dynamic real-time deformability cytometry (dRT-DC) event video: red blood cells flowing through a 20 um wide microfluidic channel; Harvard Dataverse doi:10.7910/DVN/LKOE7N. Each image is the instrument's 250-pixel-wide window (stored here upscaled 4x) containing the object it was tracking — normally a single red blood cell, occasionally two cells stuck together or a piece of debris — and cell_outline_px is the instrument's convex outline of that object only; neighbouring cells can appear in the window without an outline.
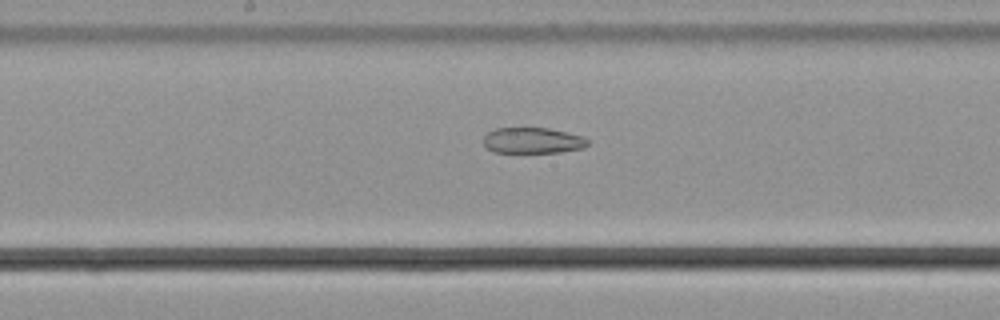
{"species": "common noctule bat (a hibernating species)", "species_latin": "Nyctalus noctula", "temperature_condition": "cold", "stored_images_in_passage": 40, "camera_frame_rate_fps": 3000, "um_per_image_px": 0.085, "animal": {"sex": "male", "body_mass_g": 21.5, "forearm_length_mm": 52.0}, "frame": {"image": 1, "passage_image": 14, "time_ms": 4.333, "image_size_px": [1000, 320], "cell_outline_px": [[588, 144], [584, 148], [560, 152], [492, 152], [484, 144], [484, 136], [488, 132], [496, 128], [548, 128], [584, 136], [588, 140]], "centroid_in_image_um": [45.29, 11.94], "position_along_channel_um": 202.9, "area_um2": 15.66}}
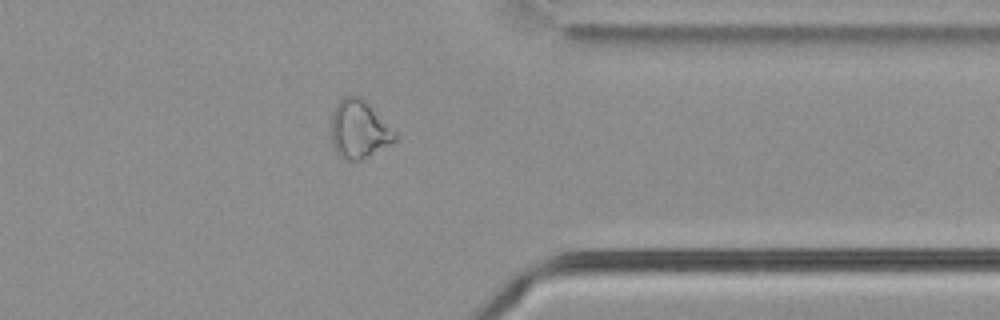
{"frame": {"image": 2, "passage_image": 29, "time_ms": 9.333, "image_size_px": [1000, 320], "cell_outline_px": [[396, 140], [360, 160], [344, 160], [336, 152], [332, 144], [332, 112], [336, 104], [344, 96], [360, 96], [396, 132]], "centroid_in_image_um": [30.49, 10.99], "position_along_channel_um": 380.9, "area_um2": 21.15}}
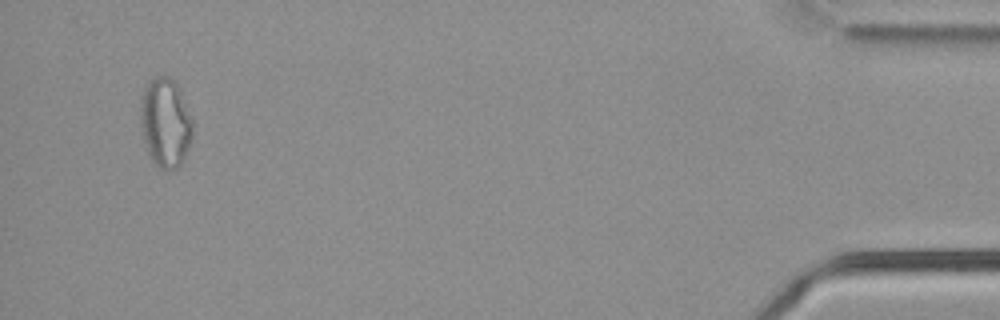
{"frame": {"image": 3, "passage_image": 38, "time_ms": 12.333, "image_size_px": [1000, 320], "cell_outline_px": [[192, 140], [184, 160], [176, 168], [160, 168], [152, 160], [148, 152], [144, 140], [140, 124], [140, 100], [144, 88], [156, 76], [168, 76], [176, 84], [180, 92], [192, 120]], "centroid_in_image_um": [14.05, 10.43], "position_along_channel_um": 421.2, "area_um2": 26.82}, "authors_computed_cell_mechanics": {"area_um2": 19.3919, "velocity_mm_per_s": 3.7269, "shape_relaxation_time_tau1_ms": null, "shape_relaxation_time_tau2_ms": 9.9923, "deformation_change_tau1": null, "deformation_change_tau2": 0.1874}}